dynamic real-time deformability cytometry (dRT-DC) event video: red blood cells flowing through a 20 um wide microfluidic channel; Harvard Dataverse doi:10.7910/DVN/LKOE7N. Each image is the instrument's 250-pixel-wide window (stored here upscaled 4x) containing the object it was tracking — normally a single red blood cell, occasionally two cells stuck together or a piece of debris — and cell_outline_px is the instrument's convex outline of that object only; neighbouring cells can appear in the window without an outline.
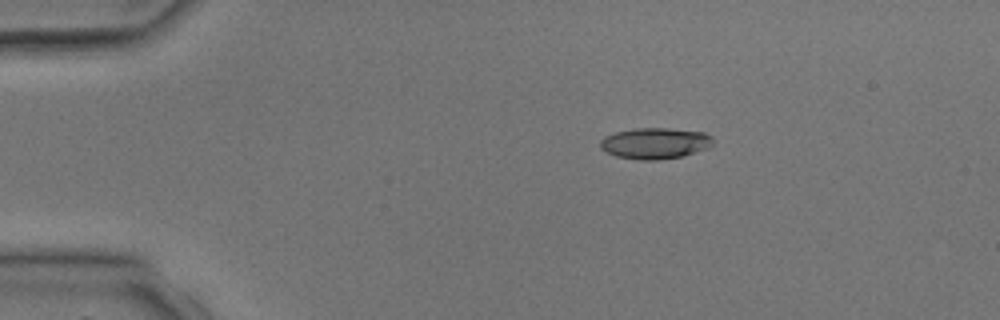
{"species": "common noctule bat (a hibernating species)", "species_latin": "Nyctalus noctula", "temperature_condition": "room temperature", "stored_images_in_passage": 2, "camera_frame_rate_fps": 3000, "um_per_image_px": 0.085, "animal": {"sex": "male", "body_mass_g": 17.9, "forearm_length_mm": 54.2}, "frame": {"image": 1, "passage_image": 1, "time_ms": 0.0, "image_size_px": [1000, 320], "cell_outline_px": [[712, 144], [708, 148], [680, 156], [656, 160], [640, 160], [616, 156], [600, 148], [600, 140], [604, 136], [616, 132], [636, 128], [668, 128], [704, 132], [712, 136]], "centroid_in_image_um": [55.66, 12.17], "position_along_channel_um": 29.3, "area_um2": 20.29}}